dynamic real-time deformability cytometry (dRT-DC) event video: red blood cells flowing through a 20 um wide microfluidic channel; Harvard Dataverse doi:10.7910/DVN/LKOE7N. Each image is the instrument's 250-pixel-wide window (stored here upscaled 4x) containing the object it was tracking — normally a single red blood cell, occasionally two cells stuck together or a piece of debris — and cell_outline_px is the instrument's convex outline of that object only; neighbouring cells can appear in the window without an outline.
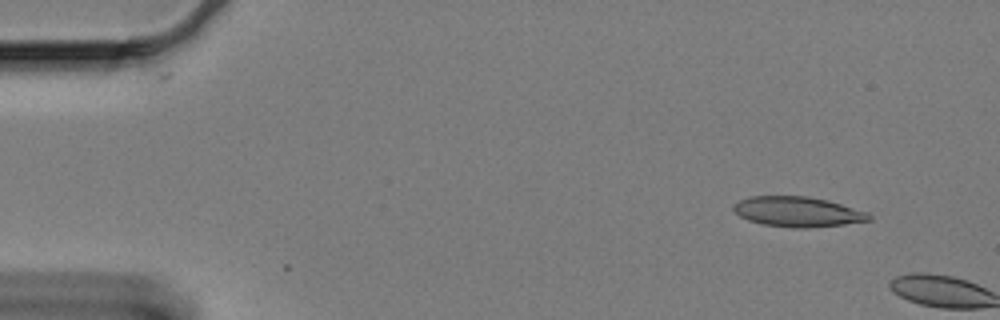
{"species": "Egyptian fruit bat (a non-hibernating species)", "species_latin": "Rousettus aegyptiacus", "temperature_condition": "cold", "stored_images_in_passage": 6, "camera_frame_rate_fps": 3000, "um_per_image_px": 0.085, "animal": {"sex": "female"}, "frame": {"image": 1, "passage_image": 4, "time_ms": 1.0, "image_size_px": [1000, 320], "cell_outline_px": [[872, 220], [844, 224], [804, 228], [792, 228], [764, 224], [748, 220], [740, 216], [732, 208], [732, 204], [740, 200], [752, 196], [808, 196], [828, 200], [868, 212], [872, 216]], "centroid_in_image_um": [67.81, 17.99], "position_along_channel_um": 17.2, "area_um2": 23.76}}